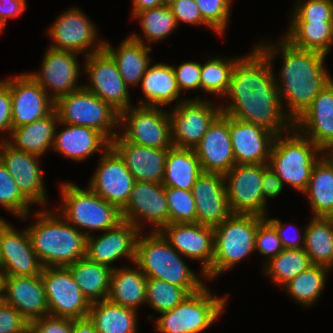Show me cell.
I'll use <instances>...</instances> for the list:
<instances>
[{
  "instance_id": "cell-1",
  "label": "cell",
  "mask_w": 333,
  "mask_h": 333,
  "mask_svg": "<svg viewBox=\"0 0 333 333\" xmlns=\"http://www.w3.org/2000/svg\"><path fill=\"white\" fill-rule=\"evenodd\" d=\"M254 47L234 66L225 96L227 103L220 104L221 111L231 118L261 126L276 136L284 134L293 128V122L282 107L274 66Z\"/></svg>"
},
{
  "instance_id": "cell-2",
  "label": "cell",
  "mask_w": 333,
  "mask_h": 333,
  "mask_svg": "<svg viewBox=\"0 0 333 333\" xmlns=\"http://www.w3.org/2000/svg\"><path fill=\"white\" fill-rule=\"evenodd\" d=\"M270 41L262 40L255 46L272 66L281 55V69L278 74L274 72L275 83L285 114L294 123L333 77L325 67V54L296 48L283 37Z\"/></svg>"
},
{
  "instance_id": "cell-3",
  "label": "cell",
  "mask_w": 333,
  "mask_h": 333,
  "mask_svg": "<svg viewBox=\"0 0 333 333\" xmlns=\"http://www.w3.org/2000/svg\"><path fill=\"white\" fill-rule=\"evenodd\" d=\"M52 209L31 212L29 218L33 215L37 220L26 229L44 267H67L85 257L87 236Z\"/></svg>"
},
{
  "instance_id": "cell-4",
  "label": "cell",
  "mask_w": 333,
  "mask_h": 333,
  "mask_svg": "<svg viewBox=\"0 0 333 333\" xmlns=\"http://www.w3.org/2000/svg\"><path fill=\"white\" fill-rule=\"evenodd\" d=\"M146 235V236H145ZM175 248L157 231L140 232L135 261L147 278L169 282L181 288H203L206 278L197 275ZM204 280V281H203Z\"/></svg>"
},
{
  "instance_id": "cell-5",
  "label": "cell",
  "mask_w": 333,
  "mask_h": 333,
  "mask_svg": "<svg viewBox=\"0 0 333 333\" xmlns=\"http://www.w3.org/2000/svg\"><path fill=\"white\" fill-rule=\"evenodd\" d=\"M58 188L61 204L59 203L60 207L57 206L55 210L85 236L91 235L90 230L104 232L123 221L121 210L102 199L88 186L81 188L72 182L64 181Z\"/></svg>"
},
{
  "instance_id": "cell-6",
  "label": "cell",
  "mask_w": 333,
  "mask_h": 333,
  "mask_svg": "<svg viewBox=\"0 0 333 333\" xmlns=\"http://www.w3.org/2000/svg\"><path fill=\"white\" fill-rule=\"evenodd\" d=\"M323 150L294 127L275 137L268 165L283 185L303 194L309 184L313 166ZM285 183V184H284Z\"/></svg>"
},
{
  "instance_id": "cell-7",
  "label": "cell",
  "mask_w": 333,
  "mask_h": 333,
  "mask_svg": "<svg viewBox=\"0 0 333 333\" xmlns=\"http://www.w3.org/2000/svg\"><path fill=\"white\" fill-rule=\"evenodd\" d=\"M264 217L231 214L214 230V259L205 273L211 282L255 252L256 231Z\"/></svg>"
},
{
  "instance_id": "cell-8",
  "label": "cell",
  "mask_w": 333,
  "mask_h": 333,
  "mask_svg": "<svg viewBox=\"0 0 333 333\" xmlns=\"http://www.w3.org/2000/svg\"><path fill=\"white\" fill-rule=\"evenodd\" d=\"M206 285L190 294L172 310L155 317V330L158 333H201L221 317L230 294L217 297Z\"/></svg>"
},
{
  "instance_id": "cell-9",
  "label": "cell",
  "mask_w": 333,
  "mask_h": 333,
  "mask_svg": "<svg viewBox=\"0 0 333 333\" xmlns=\"http://www.w3.org/2000/svg\"><path fill=\"white\" fill-rule=\"evenodd\" d=\"M54 109L60 123L92 128L109 142L119 133V112L84 87L58 98Z\"/></svg>"
},
{
  "instance_id": "cell-10",
  "label": "cell",
  "mask_w": 333,
  "mask_h": 333,
  "mask_svg": "<svg viewBox=\"0 0 333 333\" xmlns=\"http://www.w3.org/2000/svg\"><path fill=\"white\" fill-rule=\"evenodd\" d=\"M118 135L127 142L149 148L170 149L172 144L171 120L163 107H132L119 113Z\"/></svg>"
},
{
  "instance_id": "cell-11",
  "label": "cell",
  "mask_w": 333,
  "mask_h": 333,
  "mask_svg": "<svg viewBox=\"0 0 333 333\" xmlns=\"http://www.w3.org/2000/svg\"><path fill=\"white\" fill-rule=\"evenodd\" d=\"M97 26L78 7L68 8L48 27L47 33L53 41L48 47L60 51L82 54L85 57L101 51L104 40H98Z\"/></svg>"
},
{
  "instance_id": "cell-12",
  "label": "cell",
  "mask_w": 333,
  "mask_h": 333,
  "mask_svg": "<svg viewBox=\"0 0 333 333\" xmlns=\"http://www.w3.org/2000/svg\"><path fill=\"white\" fill-rule=\"evenodd\" d=\"M172 144L176 148L194 149L209 126L222 113L221 105L210 99L198 97L186 99L171 106Z\"/></svg>"
},
{
  "instance_id": "cell-13",
  "label": "cell",
  "mask_w": 333,
  "mask_h": 333,
  "mask_svg": "<svg viewBox=\"0 0 333 333\" xmlns=\"http://www.w3.org/2000/svg\"><path fill=\"white\" fill-rule=\"evenodd\" d=\"M85 58L82 69L88 76V82L83 87L119 113L132 107L130 89L121 77L114 59L104 49Z\"/></svg>"
},
{
  "instance_id": "cell-14",
  "label": "cell",
  "mask_w": 333,
  "mask_h": 333,
  "mask_svg": "<svg viewBox=\"0 0 333 333\" xmlns=\"http://www.w3.org/2000/svg\"><path fill=\"white\" fill-rule=\"evenodd\" d=\"M41 279L49 316L72 320L88 317L91 304L67 267H44Z\"/></svg>"
},
{
  "instance_id": "cell-15",
  "label": "cell",
  "mask_w": 333,
  "mask_h": 333,
  "mask_svg": "<svg viewBox=\"0 0 333 333\" xmlns=\"http://www.w3.org/2000/svg\"><path fill=\"white\" fill-rule=\"evenodd\" d=\"M268 164L235 165L225 175L228 204L232 214L269 215L262 193L263 171Z\"/></svg>"
},
{
  "instance_id": "cell-16",
  "label": "cell",
  "mask_w": 333,
  "mask_h": 333,
  "mask_svg": "<svg viewBox=\"0 0 333 333\" xmlns=\"http://www.w3.org/2000/svg\"><path fill=\"white\" fill-rule=\"evenodd\" d=\"M78 55L80 54L48 47L43 55L40 70L27 73L55 102L58 98L83 87V82L78 84L80 76L84 74Z\"/></svg>"
},
{
  "instance_id": "cell-17",
  "label": "cell",
  "mask_w": 333,
  "mask_h": 333,
  "mask_svg": "<svg viewBox=\"0 0 333 333\" xmlns=\"http://www.w3.org/2000/svg\"><path fill=\"white\" fill-rule=\"evenodd\" d=\"M122 220L132 223L141 232L143 226L160 231L169 224L166 188L162 183L135 181L127 204L121 209Z\"/></svg>"
},
{
  "instance_id": "cell-18",
  "label": "cell",
  "mask_w": 333,
  "mask_h": 333,
  "mask_svg": "<svg viewBox=\"0 0 333 333\" xmlns=\"http://www.w3.org/2000/svg\"><path fill=\"white\" fill-rule=\"evenodd\" d=\"M100 155L97 168L87 186L121 210L129 200L135 179L111 146Z\"/></svg>"
},
{
  "instance_id": "cell-19",
  "label": "cell",
  "mask_w": 333,
  "mask_h": 333,
  "mask_svg": "<svg viewBox=\"0 0 333 333\" xmlns=\"http://www.w3.org/2000/svg\"><path fill=\"white\" fill-rule=\"evenodd\" d=\"M169 244L190 261H199L200 274L211 268L214 259L213 227L199 223H169L159 231Z\"/></svg>"
},
{
  "instance_id": "cell-20",
  "label": "cell",
  "mask_w": 333,
  "mask_h": 333,
  "mask_svg": "<svg viewBox=\"0 0 333 333\" xmlns=\"http://www.w3.org/2000/svg\"><path fill=\"white\" fill-rule=\"evenodd\" d=\"M39 158L14 149L6 141H0V161L14 178L22 195L31 204L44 206L48 203V197Z\"/></svg>"
},
{
  "instance_id": "cell-21",
  "label": "cell",
  "mask_w": 333,
  "mask_h": 333,
  "mask_svg": "<svg viewBox=\"0 0 333 333\" xmlns=\"http://www.w3.org/2000/svg\"><path fill=\"white\" fill-rule=\"evenodd\" d=\"M140 232L132 223L122 221L99 236L91 234L86 239L85 257L112 270L116 268L113 266L114 262L121 258H126L133 264Z\"/></svg>"
},
{
  "instance_id": "cell-22",
  "label": "cell",
  "mask_w": 333,
  "mask_h": 333,
  "mask_svg": "<svg viewBox=\"0 0 333 333\" xmlns=\"http://www.w3.org/2000/svg\"><path fill=\"white\" fill-rule=\"evenodd\" d=\"M12 100V128L32 123L54 109V101L28 74H15L8 79Z\"/></svg>"
},
{
  "instance_id": "cell-23",
  "label": "cell",
  "mask_w": 333,
  "mask_h": 333,
  "mask_svg": "<svg viewBox=\"0 0 333 333\" xmlns=\"http://www.w3.org/2000/svg\"><path fill=\"white\" fill-rule=\"evenodd\" d=\"M43 268L32 248L27 229L17 230L10 224L0 240L2 276H39Z\"/></svg>"
},
{
  "instance_id": "cell-24",
  "label": "cell",
  "mask_w": 333,
  "mask_h": 333,
  "mask_svg": "<svg viewBox=\"0 0 333 333\" xmlns=\"http://www.w3.org/2000/svg\"><path fill=\"white\" fill-rule=\"evenodd\" d=\"M1 300L15 308L29 323L49 316L41 275L2 276Z\"/></svg>"
},
{
  "instance_id": "cell-25",
  "label": "cell",
  "mask_w": 333,
  "mask_h": 333,
  "mask_svg": "<svg viewBox=\"0 0 333 333\" xmlns=\"http://www.w3.org/2000/svg\"><path fill=\"white\" fill-rule=\"evenodd\" d=\"M205 173L225 175L235 165L229 133V116L221 113L193 149Z\"/></svg>"
},
{
  "instance_id": "cell-26",
  "label": "cell",
  "mask_w": 333,
  "mask_h": 333,
  "mask_svg": "<svg viewBox=\"0 0 333 333\" xmlns=\"http://www.w3.org/2000/svg\"><path fill=\"white\" fill-rule=\"evenodd\" d=\"M236 165L268 164L276 135L261 126L229 117Z\"/></svg>"
},
{
  "instance_id": "cell-27",
  "label": "cell",
  "mask_w": 333,
  "mask_h": 333,
  "mask_svg": "<svg viewBox=\"0 0 333 333\" xmlns=\"http://www.w3.org/2000/svg\"><path fill=\"white\" fill-rule=\"evenodd\" d=\"M191 191L196 204V223L214 228L232 214L224 175L203 172Z\"/></svg>"
},
{
  "instance_id": "cell-28",
  "label": "cell",
  "mask_w": 333,
  "mask_h": 333,
  "mask_svg": "<svg viewBox=\"0 0 333 333\" xmlns=\"http://www.w3.org/2000/svg\"><path fill=\"white\" fill-rule=\"evenodd\" d=\"M293 127L323 151L333 147V80L320 91Z\"/></svg>"
},
{
  "instance_id": "cell-29",
  "label": "cell",
  "mask_w": 333,
  "mask_h": 333,
  "mask_svg": "<svg viewBox=\"0 0 333 333\" xmlns=\"http://www.w3.org/2000/svg\"><path fill=\"white\" fill-rule=\"evenodd\" d=\"M110 146L123 159L135 181L162 183L168 149L133 144L119 135L110 142Z\"/></svg>"
},
{
  "instance_id": "cell-30",
  "label": "cell",
  "mask_w": 333,
  "mask_h": 333,
  "mask_svg": "<svg viewBox=\"0 0 333 333\" xmlns=\"http://www.w3.org/2000/svg\"><path fill=\"white\" fill-rule=\"evenodd\" d=\"M57 126L52 149L76 162L88 160L95 153H103L110 142L98 131L84 126L60 123ZM58 130V131H57Z\"/></svg>"
},
{
  "instance_id": "cell-31",
  "label": "cell",
  "mask_w": 333,
  "mask_h": 333,
  "mask_svg": "<svg viewBox=\"0 0 333 333\" xmlns=\"http://www.w3.org/2000/svg\"><path fill=\"white\" fill-rule=\"evenodd\" d=\"M140 85L144 98L142 97L136 105L165 108L173 102L176 106L180 102L190 99L181 97L182 93L176 83L173 65L167 63L150 64Z\"/></svg>"
},
{
  "instance_id": "cell-32",
  "label": "cell",
  "mask_w": 333,
  "mask_h": 333,
  "mask_svg": "<svg viewBox=\"0 0 333 333\" xmlns=\"http://www.w3.org/2000/svg\"><path fill=\"white\" fill-rule=\"evenodd\" d=\"M103 49L114 59L121 77L128 87L139 86L152 61V48L128 35L114 48L104 40ZM150 53V54H149Z\"/></svg>"
},
{
  "instance_id": "cell-33",
  "label": "cell",
  "mask_w": 333,
  "mask_h": 333,
  "mask_svg": "<svg viewBox=\"0 0 333 333\" xmlns=\"http://www.w3.org/2000/svg\"><path fill=\"white\" fill-rule=\"evenodd\" d=\"M58 124V115L56 110L53 109L47 116L41 119L12 128L6 142L16 150L42 158L53 147Z\"/></svg>"
},
{
  "instance_id": "cell-34",
  "label": "cell",
  "mask_w": 333,
  "mask_h": 333,
  "mask_svg": "<svg viewBox=\"0 0 333 333\" xmlns=\"http://www.w3.org/2000/svg\"><path fill=\"white\" fill-rule=\"evenodd\" d=\"M146 282L147 277L136 264L116 266L111 274L107 300L138 311L139 306L146 304Z\"/></svg>"
},
{
  "instance_id": "cell-35",
  "label": "cell",
  "mask_w": 333,
  "mask_h": 333,
  "mask_svg": "<svg viewBox=\"0 0 333 333\" xmlns=\"http://www.w3.org/2000/svg\"><path fill=\"white\" fill-rule=\"evenodd\" d=\"M283 38L292 46L329 54L333 46V21H289Z\"/></svg>"
},
{
  "instance_id": "cell-36",
  "label": "cell",
  "mask_w": 333,
  "mask_h": 333,
  "mask_svg": "<svg viewBox=\"0 0 333 333\" xmlns=\"http://www.w3.org/2000/svg\"><path fill=\"white\" fill-rule=\"evenodd\" d=\"M90 304L107 300L112 269L86 257L67 266Z\"/></svg>"
},
{
  "instance_id": "cell-37",
  "label": "cell",
  "mask_w": 333,
  "mask_h": 333,
  "mask_svg": "<svg viewBox=\"0 0 333 333\" xmlns=\"http://www.w3.org/2000/svg\"><path fill=\"white\" fill-rule=\"evenodd\" d=\"M203 173L193 149H168L162 185L165 188L192 190L196 179Z\"/></svg>"
},
{
  "instance_id": "cell-38",
  "label": "cell",
  "mask_w": 333,
  "mask_h": 333,
  "mask_svg": "<svg viewBox=\"0 0 333 333\" xmlns=\"http://www.w3.org/2000/svg\"><path fill=\"white\" fill-rule=\"evenodd\" d=\"M138 313L132 308L103 300L90 305L88 317L98 333H138Z\"/></svg>"
},
{
  "instance_id": "cell-39",
  "label": "cell",
  "mask_w": 333,
  "mask_h": 333,
  "mask_svg": "<svg viewBox=\"0 0 333 333\" xmlns=\"http://www.w3.org/2000/svg\"><path fill=\"white\" fill-rule=\"evenodd\" d=\"M312 217L333 218V167L323 158L313 166L306 191Z\"/></svg>"
},
{
  "instance_id": "cell-40",
  "label": "cell",
  "mask_w": 333,
  "mask_h": 333,
  "mask_svg": "<svg viewBox=\"0 0 333 333\" xmlns=\"http://www.w3.org/2000/svg\"><path fill=\"white\" fill-rule=\"evenodd\" d=\"M303 249L313 265L333 268V218L312 217L303 228Z\"/></svg>"
},
{
  "instance_id": "cell-41",
  "label": "cell",
  "mask_w": 333,
  "mask_h": 333,
  "mask_svg": "<svg viewBox=\"0 0 333 333\" xmlns=\"http://www.w3.org/2000/svg\"><path fill=\"white\" fill-rule=\"evenodd\" d=\"M132 18L139 21L142 34L132 33L129 36L149 47L166 39L176 28L178 29L172 10L166 5L137 12Z\"/></svg>"
},
{
  "instance_id": "cell-42",
  "label": "cell",
  "mask_w": 333,
  "mask_h": 333,
  "mask_svg": "<svg viewBox=\"0 0 333 333\" xmlns=\"http://www.w3.org/2000/svg\"><path fill=\"white\" fill-rule=\"evenodd\" d=\"M330 268L322 265H312L287 283L282 289L295 303L311 308L316 304L326 287Z\"/></svg>"
},
{
  "instance_id": "cell-43",
  "label": "cell",
  "mask_w": 333,
  "mask_h": 333,
  "mask_svg": "<svg viewBox=\"0 0 333 333\" xmlns=\"http://www.w3.org/2000/svg\"><path fill=\"white\" fill-rule=\"evenodd\" d=\"M309 255L302 249H283L262 267L263 274L282 289L294 277L312 266Z\"/></svg>"
},
{
  "instance_id": "cell-44",
  "label": "cell",
  "mask_w": 333,
  "mask_h": 333,
  "mask_svg": "<svg viewBox=\"0 0 333 333\" xmlns=\"http://www.w3.org/2000/svg\"><path fill=\"white\" fill-rule=\"evenodd\" d=\"M241 57H212L201 63L200 92L213 94L216 98L226 96L234 66Z\"/></svg>"
},
{
  "instance_id": "cell-45",
  "label": "cell",
  "mask_w": 333,
  "mask_h": 333,
  "mask_svg": "<svg viewBox=\"0 0 333 333\" xmlns=\"http://www.w3.org/2000/svg\"><path fill=\"white\" fill-rule=\"evenodd\" d=\"M202 288H181L169 282L147 278L146 305L156 313L172 310L190 294L196 293Z\"/></svg>"
},
{
  "instance_id": "cell-46",
  "label": "cell",
  "mask_w": 333,
  "mask_h": 333,
  "mask_svg": "<svg viewBox=\"0 0 333 333\" xmlns=\"http://www.w3.org/2000/svg\"><path fill=\"white\" fill-rule=\"evenodd\" d=\"M31 203L22 195L9 174L5 165L0 161V207L13 214L20 221H26L29 214L35 210ZM32 209V210H31Z\"/></svg>"
},
{
  "instance_id": "cell-47",
  "label": "cell",
  "mask_w": 333,
  "mask_h": 333,
  "mask_svg": "<svg viewBox=\"0 0 333 333\" xmlns=\"http://www.w3.org/2000/svg\"><path fill=\"white\" fill-rule=\"evenodd\" d=\"M169 223H196V204L191 190L166 188Z\"/></svg>"
},
{
  "instance_id": "cell-48",
  "label": "cell",
  "mask_w": 333,
  "mask_h": 333,
  "mask_svg": "<svg viewBox=\"0 0 333 333\" xmlns=\"http://www.w3.org/2000/svg\"><path fill=\"white\" fill-rule=\"evenodd\" d=\"M203 20L217 33L223 36L229 25L232 0H195Z\"/></svg>"
},
{
  "instance_id": "cell-49",
  "label": "cell",
  "mask_w": 333,
  "mask_h": 333,
  "mask_svg": "<svg viewBox=\"0 0 333 333\" xmlns=\"http://www.w3.org/2000/svg\"><path fill=\"white\" fill-rule=\"evenodd\" d=\"M289 21H333V0H296Z\"/></svg>"
},
{
  "instance_id": "cell-50",
  "label": "cell",
  "mask_w": 333,
  "mask_h": 333,
  "mask_svg": "<svg viewBox=\"0 0 333 333\" xmlns=\"http://www.w3.org/2000/svg\"><path fill=\"white\" fill-rule=\"evenodd\" d=\"M275 228L264 218L256 231L255 251L264 256L262 266L283 250Z\"/></svg>"
},
{
  "instance_id": "cell-51",
  "label": "cell",
  "mask_w": 333,
  "mask_h": 333,
  "mask_svg": "<svg viewBox=\"0 0 333 333\" xmlns=\"http://www.w3.org/2000/svg\"><path fill=\"white\" fill-rule=\"evenodd\" d=\"M173 70L180 93L189 90L200 91V62L191 60L182 62L177 67L173 65Z\"/></svg>"
},
{
  "instance_id": "cell-52",
  "label": "cell",
  "mask_w": 333,
  "mask_h": 333,
  "mask_svg": "<svg viewBox=\"0 0 333 333\" xmlns=\"http://www.w3.org/2000/svg\"><path fill=\"white\" fill-rule=\"evenodd\" d=\"M169 6L175 16L177 25L180 23L198 26L205 25L213 31V29L203 20L195 0H175Z\"/></svg>"
},
{
  "instance_id": "cell-53",
  "label": "cell",
  "mask_w": 333,
  "mask_h": 333,
  "mask_svg": "<svg viewBox=\"0 0 333 333\" xmlns=\"http://www.w3.org/2000/svg\"><path fill=\"white\" fill-rule=\"evenodd\" d=\"M29 324L15 308L0 300V333H25Z\"/></svg>"
},
{
  "instance_id": "cell-54",
  "label": "cell",
  "mask_w": 333,
  "mask_h": 333,
  "mask_svg": "<svg viewBox=\"0 0 333 333\" xmlns=\"http://www.w3.org/2000/svg\"><path fill=\"white\" fill-rule=\"evenodd\" d=\"M265 219L275 228L284 249H302L304 247L305 231L302 233V231L300 232V229L297 226L295 227L294 224L292 225V223H288L287 221L283 223L281 220L271 218L268 215ZM291 227L296 228H294L295 232L293 231L294 234L292 235H290L291 232L288 234V229Z\"/></svg>"
},
{
  "instance_id": "cell-55",
  "label": "cell",
  "mask_w": 333,
  "mask_h": 333,
  "mask_svg": "<svg viewBox=\"0 0 333 333\" xmlns=\"http://www.w3.org/2000/svg\"><path fill=\"white\" fill-rule=\"evenodd\" d=\"M12 100L10 88L8 87V77L5 80H0V134L4 133V136H0V141H6L12 131ZM7 134V135H6Z\"/></svg>"
},
{
  "instance_id": "cell-56",
  "label": "cell",
  "mask_w": 333,
  "mask_h": 333,
  "mask_svg": "<svg viewBox=\"0 0 333 333\" xmlns=\"http://www.w3.org/2000/svg\"><path fill=\"white\" fill-rule=\"evenodd\" d=\"M41 333H72V319L41 317L31 323Z\"/></svg>"
},
{
  "instance_id": "cell-57",
  "label": "cell",
  "mask_w": 333,
  "mask_h": 333,
  "mask_svg": "<svg viewBox=\"0 0 333 333\" xmlns=\"http://www.w3.org/2000/svg\"><path fill=\"white\" fill-rule=\"evenodd\" d=\"M261 185L263 197L266 202L269 198H276L284 189L282 181L269 166L263 171Z\"/></svg>"
},
{
  "instance_id": "cell-58",
  "label": "cell",
  "mask_w": 333,
  "mask_h": 333,
  "mask_svg": "<svg viewBox=\"0 0 333 333\" xmlns=\"http://www.w3.org/2000/svg\"><path fill=\"white\" fill-rule=\"evenodd\" d=\"M27 7L26 0H0V21L6 25L8 18H18Z\"/></svg>"
},
{
  "instance_id": "cell-59",
  "label": "cell",
  "mask_w": 333,
  "mask_h": 333,
  "mask_svg": "<svg viewBox=\"0 0 333 333\" xmlns=\"http://www.w3.org/2000/svg\"><path fill=\"white\" fill-rule=\"evenodd\" d=\"M72 333H98L89 317L72 320Z\"/></svg>"
},
{
  "instance_id": "cell-60",
  "label": "cell",
  "mask_w": 333,
  "mask_h": 333,
  "mask_svg": "<svg viewBox=\"0 0 333 333\" xmlns=\"http://www.w3.org/2000/svg\"><path fill=\"white\" fill-rule=\"evenodd\" d=\"M163 5L162 0H132V17L140 11L149 10Z\"/></svg>"
},
{
  "instance_id": "cell-61",
  "label": "cell",
  "mask_w": 333,
  "mask_h": 333,
  "mask_svg": "<svg viewBox=\"0 0 333 333\" xmlns=\"http://www.w3.org/2000/svg\"><path fill=\"white\" fill-rule=\"evenodd\" d=\"M322 157L333 167V147L323 151Z\"/></svg>"
},
{
  "instance_id": "cell-62",
  "label": "cell",
  "mask_w": 333,
  "mask_h": 333,
  "mask_svg": "<svg viewBox=\"0 0 333 333\" xmlns=\"http://www.w3.org/2000/svg\"><path fill=\"white\" fill-rule=\"evenodd\" d=\"M10 225V223L5 220L4 218H2V216L0 217V240L2 237V233L4 232V230Z\"/></svg>"
},
{
  "instance_id": "cell-63",
  "label": "cell",
  "mask_w": 333,
  "mask_h": 333,
  "mask_svg": "<svg viewBox=\"0 0 333 333\" xmlns=\"http://www.w3.org/2000/svg\"><path fill=\"white\" fill-rule=\"evenodd\" d=\"M25 333H41L31 323L28 325Z\"/></svg>"
},
{
  "instance_id": "cell-64",
  "label": "cell",
  "mask_w": 333,
  "mask_h": 333,
  "mask_svg": "<svg viewBox=\"0 0 333 333\" xmlns=\"http://www.w3.org/2000/svg\"><path fill=\"white\" fill-rule=\"evenodd\" d=\"M175 0H162L163 5L169 6L171 3H173Z\"/></svg>"
},
{
  "instance_id": "cell-65",
  "label": "cell",
  "mask_w": 333,
  "mask_h": 333,
  "mask_svg": "<svg viewBox=\"0 0 333 333\" xmlns=\"http://www.w3.org/2000/svg\"><path fill=\"white\" fill-rule=\"evenodd\" d=\"M1 290H2V273L0 271V300H1Z\"/></svg>"
},
{
  "instance_id": "cell-66",
  "label": "cell",
  "mask_w": 333,
  "mask_h": 333,
  "mask_svg": "<svg viewBox=\"0 0 333 333\" xmlns=\"http://www.w3.org/2000/svg\"><path fill=\"white\" fill-rule=\"evenodd\" d=\"M5 25L0 21V34L4 31Z\"/></svg>"
}]
</instances>
